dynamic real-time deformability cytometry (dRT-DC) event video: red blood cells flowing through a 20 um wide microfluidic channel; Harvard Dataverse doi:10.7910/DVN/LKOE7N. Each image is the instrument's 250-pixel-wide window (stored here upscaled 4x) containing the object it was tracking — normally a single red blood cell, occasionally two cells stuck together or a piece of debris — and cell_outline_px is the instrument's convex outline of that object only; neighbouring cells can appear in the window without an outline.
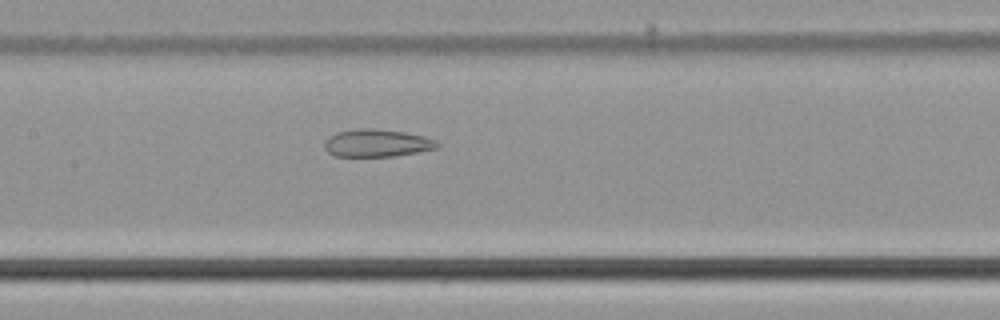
{"species": "common noctule bat (a hibernating species)", "species_latin": "Nyctalus noctula", "temperature_condition": "cold", "stored_images_in_passage": 51, "camera_frame_rate_fps": 3000, "um_per_image_px": 0.085, "animal": {"sex": "male", "body_mass_g": 21.5, "forearm_length_mm": 52.0}, "frame": {"image": 1, "passage_image": 23, "time_ms": 7.333, "image_size_px": [1000, 320], "cell_outline_px": [[440, 148], [396, 156], [336, 156], [328, 152], [324, 148], [324, 140], [328, 136], [336, 132], [356, 128], [372, 128], [404, 132], [424, 136], [436, 140], [440, 144]], "centroid_in_image_um": [32.04, 12.15], "position_along_channel_um": 175.4, "area_um2": 18.38}}
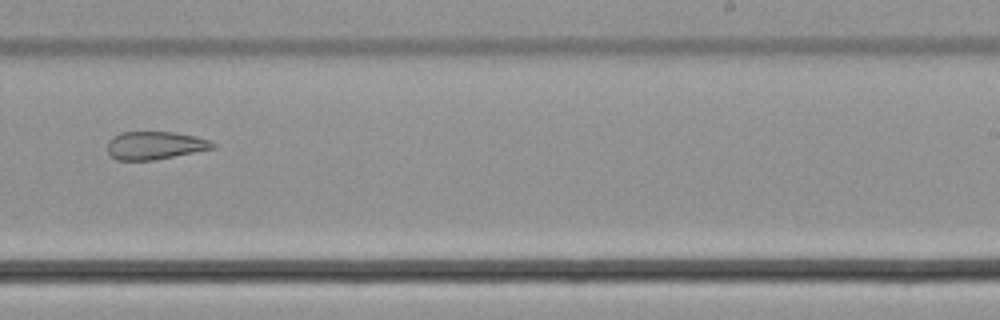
{"frame": {"image": 2, "passage_image": 31, "time_ms": 10.0, "image_size_px": [1000, 320], "cell_outline_px": [[216, 148], [156, 160], [116, 160], [108, 152], [108, 140], [112, 136], [120, 132], [176, 132], [208, 140], [216, 144]], "centroid_in_image_um": [13.16, 12.36], "position_along_channel_um": 275.8, "area_um2": 17.22}}
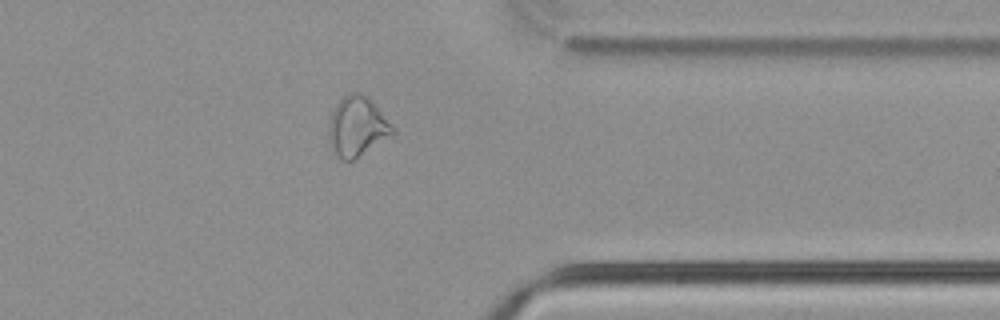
{"frame": {"image": 3, "passage_image": 40, "time_ms": 13.0, "image_size_px": [1000, 320], "cell_outline_px": [[396, 136], [352, 160], [340, 160], [332, 152], [328, 140], [328, 124], [332, 112], [336, 104], [348, 92], [360, 92], [368, 96], [372, 100], [396, 128]], "centroid_in_image_um": [30.4, 10.77], "position_along_channel_um": 381.0, "area_um2": 23.12}, "authors_computed_cell_mechanics": {"area_um2": 23.409, "velocity_mm_per_s": 3.7817, "shape_relaxation_time_tau1_ms": null, "shape_relaxation_time_tau2_ms": 3.1457, "deformation_change_tau1": null, "deformation_change_tau2": 0.098}}